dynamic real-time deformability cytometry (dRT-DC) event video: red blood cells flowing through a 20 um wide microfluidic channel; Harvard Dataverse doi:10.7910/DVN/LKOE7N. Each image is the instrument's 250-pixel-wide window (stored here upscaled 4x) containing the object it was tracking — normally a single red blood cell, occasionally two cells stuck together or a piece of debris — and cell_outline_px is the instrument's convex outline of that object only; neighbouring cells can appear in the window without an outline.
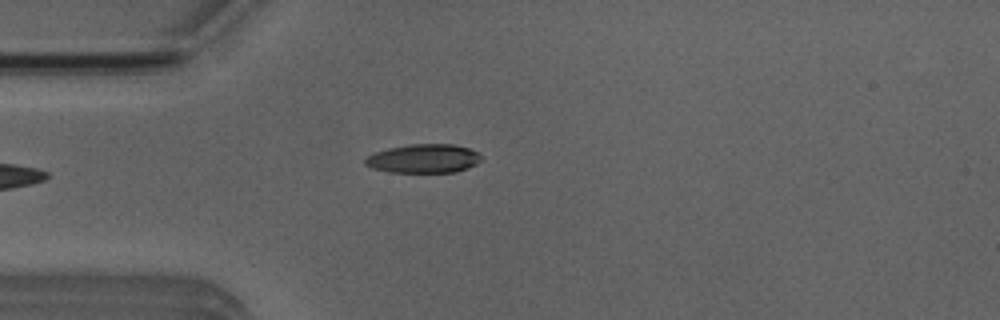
{"species": "Egyptian fruit bat (a non-hibernating species)", "species_latin": "Rousettus aegyptiacus", "temperature_condition": "room temperature", "stored_images_in_passage": 4, "camera_frame_rate_fps": 3000, "um_per_image_px": 0.085, "animal": {"sex": "male"}, "frame": {"image": 1, "passage_image": 3, "time_ms": 3.333, "image_size_px": [1000, 320], "cell_outline_px": [[480, 160], [476, 164], [468, 168], [456, 172], [388, 172], [372, 168], [364, 164], [364, 160], [368, 156], [376, 152], [388, 148], [412, 144], [452, 144], [468, 148], [476, 152], [480, 156]], "centroid_in_image_um": [35.99, 13.48], "position_along_channel_um": 49.0, "area_um2": 19.36}}